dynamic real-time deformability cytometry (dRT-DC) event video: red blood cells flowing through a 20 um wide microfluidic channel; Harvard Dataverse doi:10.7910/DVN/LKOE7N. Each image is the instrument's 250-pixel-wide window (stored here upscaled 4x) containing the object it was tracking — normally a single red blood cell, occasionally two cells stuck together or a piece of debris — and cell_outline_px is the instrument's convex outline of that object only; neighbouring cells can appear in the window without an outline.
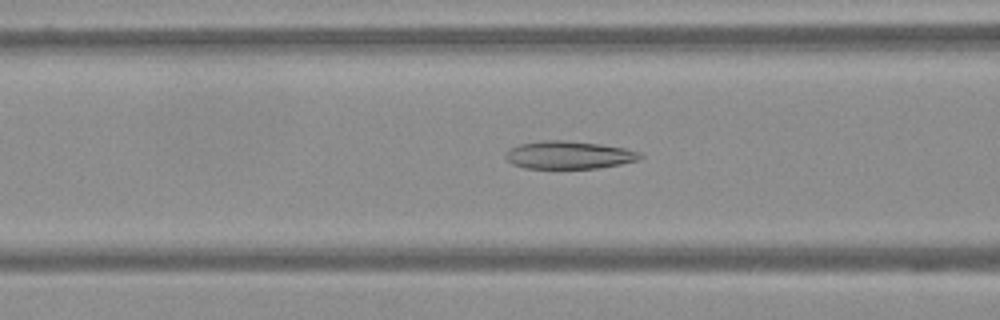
{"species": "Egyptian fruit bat (a non-hibernating species)", "species_latin": "Rousettus aegyptiacus", "temperature_condition": "warm", "stored_images_in_passage": 60, "camera_frame_rate_fps": 3000, "um_per_image_px": 0.085, "frame": {"image": 1, "passage_image": 24, "time_ms": 7.667, "image_size_px": [1000, 320], "cell_outline_px": [[644, 156], [636, 160], [620, 164], [596, 168], [524, 168], [512, 164], [504, 156], [504, 152], [520, 144], [544, 140], [564, 140], [600, 144], [624, 148], [640, 152]], "centroid_in_image_um": [48.33, 13.17], "position_along_channel_um": 118.3, "area_um2": 21.68}}
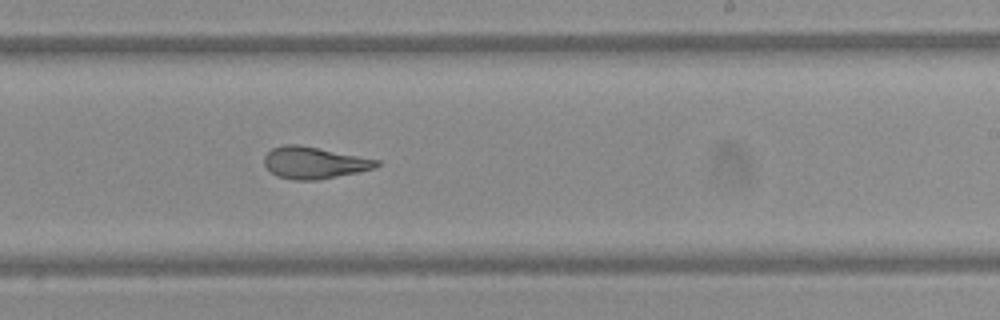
{"frame": {"image": 2, "passage_image": 37, "time_ms": 12.0, "image_size_px": [1000, 320], "cell_outline_px": [[380, 164], [372, 168], [356, 172], [316, 180], [292, 180], [276, 176], [264, 164], [264, 156], [272, 148], [284, 144], [300, 144], [380, 160]], "centroid_in_image_um": [26.66, 13.82], "position_along_channel_um": 262.3, "area_um2": 20.69}}
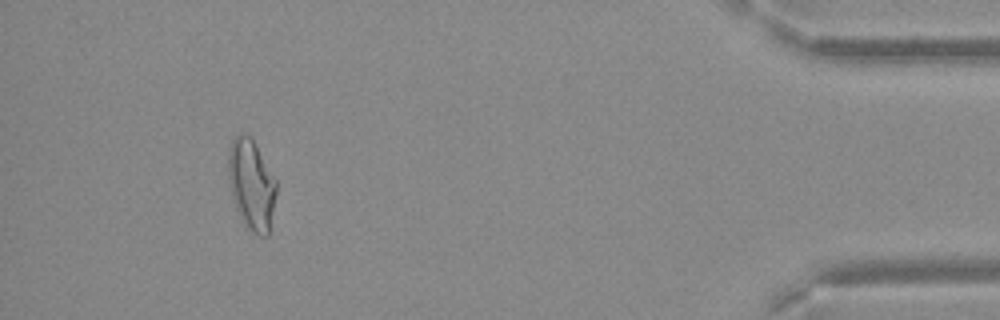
{"frame": {"image": 3, "passage_image": 56, "time_ms": 18.333, "image_size_px": [1000, 320], "cell_outline_px": [[276, 192], [268, 236], [260, 236], [244, 228], [236, 208], [232, 196], [228, 180], [228, 148], [232, 140], [236, 136], [244, 132], [252, 136], [276, 180]], "centroid_in_image_um": [21.35, 15.68], "position_along_channel_um": 413.8, "area_um2": 25.66}}